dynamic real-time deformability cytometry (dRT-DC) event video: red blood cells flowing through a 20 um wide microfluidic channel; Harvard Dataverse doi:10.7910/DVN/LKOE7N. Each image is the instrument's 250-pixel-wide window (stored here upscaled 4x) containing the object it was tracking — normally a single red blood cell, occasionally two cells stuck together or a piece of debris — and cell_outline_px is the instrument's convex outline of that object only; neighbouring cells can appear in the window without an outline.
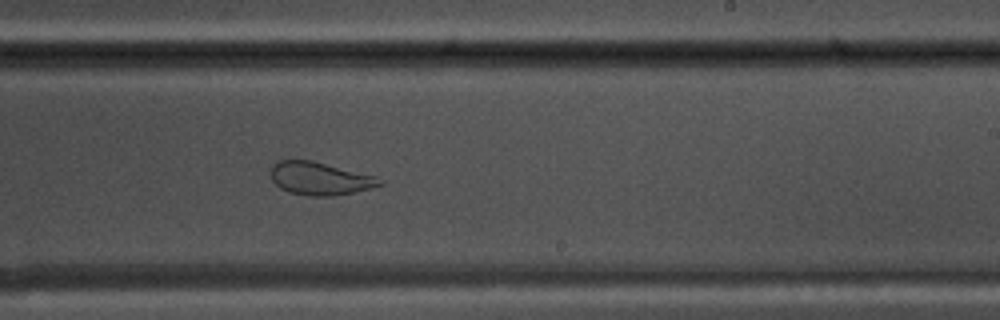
{"species": "common noctule bat (a hibernating species)", "species_latin": "Nyctalus noctula", "temperature_condition": "warm", "stored_images_in_passage": 54, "camera_frame_rate_fps": 3000, "um_per_image_px": 0.085, "animal": {"sex": "male", "body_mass_g": 17.5, "forearm_length_mm": 52.3}, "frame": {"image": 1, "passage_image": 33, "time_ms": 10.667, "image_size_px": [1000, 320], "cell_outline_px": [[384, 184], [352, 192], [332, 196], [308, 196], [288, 192], [280, 188], [272, 180], [272, 164], [276, 160], [312, 160], [376, 176], [384, 180]], "centroid_in_image_um": [27.18, 15.17], "position_along_channel_um": 261.8, "area_um2": 20.87}}
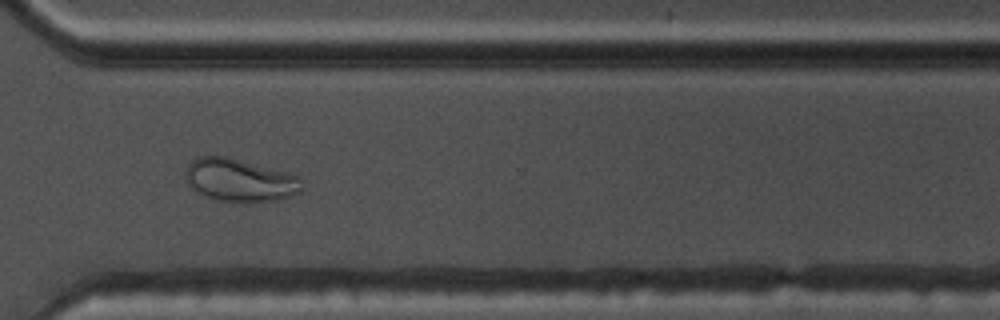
{"frame": {"image": 2, "passage_image": 40, "time_ms": 13.0, "image_size_px": [1000, 320], "cell_outline_px": [[304, 188], [300, 192], [292, 196], [276, 200], [212, 200], [192, 188], [184, 180], [184, 172], [188, 164], [192, 160], [200, 156], [228, 156], [288, 172], [300, 176], [304, 180]], "centroid_in_image_um": [20.4, 15.28], "position_along_channel_um": 350.2, "area_um2": 29.19}}
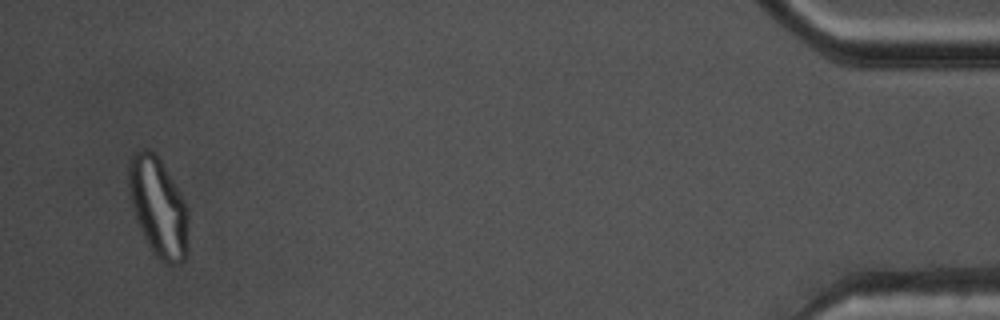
{"frame": {"image": 3, "passage_image": 52, "time_ms": 17.0, "image_size_px": [1000, 320], "cell_outline_px": [[188, 252], [184, 260], [180, 264], [164, 264], [152, 252], [136, 220], [132, 208], [128, 192], [128, 164], [132, 156], [136, 152], [144, 148], [148, 148], [156, 152], [184, 200], [188, 208]], "centroid_in_image_um": [13.46, 17.61], "position_along_channel_um": 421.7, "area_um2": 34.91}}